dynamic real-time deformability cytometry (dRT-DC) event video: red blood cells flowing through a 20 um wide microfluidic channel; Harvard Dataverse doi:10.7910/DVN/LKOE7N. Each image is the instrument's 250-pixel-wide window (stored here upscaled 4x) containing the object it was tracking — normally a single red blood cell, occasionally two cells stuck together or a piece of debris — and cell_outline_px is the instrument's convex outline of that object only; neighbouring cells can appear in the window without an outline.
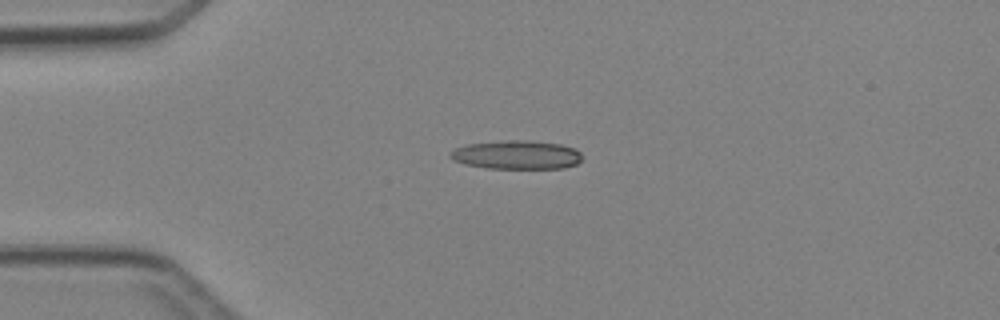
{"species": "Egyptian fruit bat (a non-hibernating species)", "species_latin": "Rousettus aegyptiacus", "temperature_condition": "cold", "stored_images_in_passage": 4, "camera_frame_rate_fps": 3000, "um_per_image_px": 0.085, "animal": {"sex": "female"}, "frame": {"image": 1, "passage_image": 3, "time_ms": 2.333, "image_size_px": [1000, 320], "cell_outline_px": [[580, 160], [576, 164], [564, 168], [488, 168], [464, 164], [448, 156], [456, 148], [468, 144], [504, 140], [528, 140], [560, 144], [576, 148], [580, 152]], "centroid_in_image_um": [43.94, 13.15], "position_along_channel_um": 41.1, "area_um2": 21.91}}
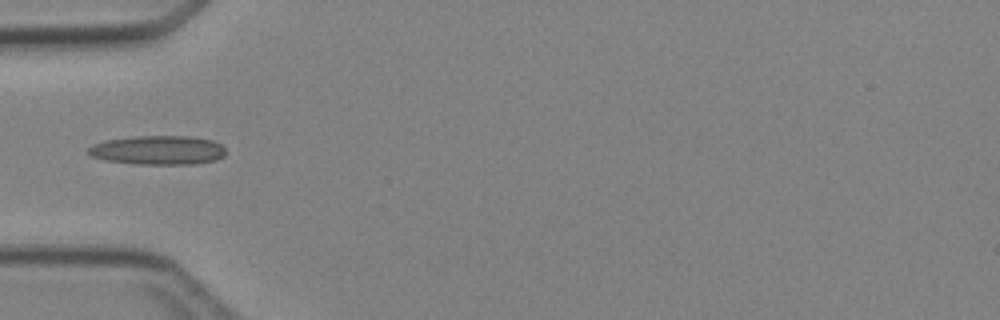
{"frame": {"image": 2, "passage_image": 4, "time_ms": 3.667, "image_size_px": [1000, 320], "cell_outline_px": [[224, 156], [216, 160], [196, 164], [136, 164], [104, 160], [92, 156], [84, 152], [92, 144], [104, 140], [136, 136], [188, 136], [212, 140], [220, 144], [224, 148]], "centroid_in_image_um": [13.39, 12.76], "position_along_channel_um": 71.6, "area_um2": 23.47}}